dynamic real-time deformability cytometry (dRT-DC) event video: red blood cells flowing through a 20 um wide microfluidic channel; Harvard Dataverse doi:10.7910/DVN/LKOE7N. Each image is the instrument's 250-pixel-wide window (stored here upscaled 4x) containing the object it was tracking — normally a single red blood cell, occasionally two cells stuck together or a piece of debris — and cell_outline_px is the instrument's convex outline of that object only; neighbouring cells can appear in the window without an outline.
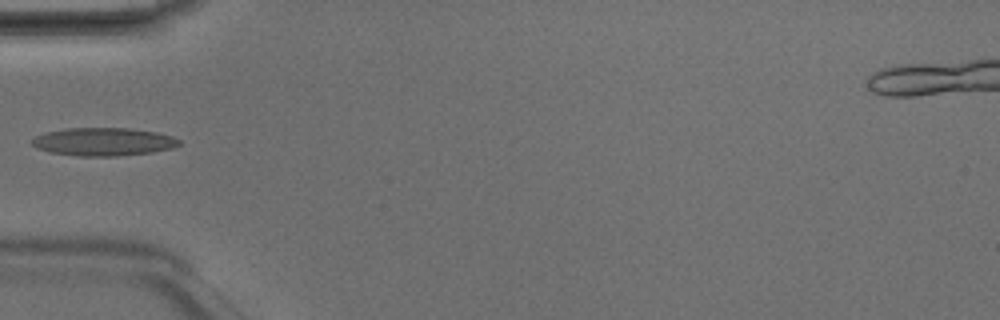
{"species": "Egyptian fruit bat (a non-hibernating species)", "species_latin": "Rousettus aegyptiacus", "temperature_condition": "room temperature", "stored_images_in_passage": 3, "camera_frame_rate_fps": 3000, "um_per_image_px": 0.085, "animal": {"sex": "male"}, "frame": {"image": 1, "passage_image": 3, "time_ms": 0.667, "image_size_px": [1000, 320], "cell_outline_px": [[180, 144], [172, 148], [152, 152], [116, 156], [80, 156], [48, 152], [36, 148], [32, 144], [32, 140], [36, 136], [44, 132], [64, 128], [128, 128], [156, 132], [172, 136], [180, 140]], "centroid_in_image_um": [8.76, 12.04], "position_along_channel_um": 76.2, "area_um2": 24.1}}